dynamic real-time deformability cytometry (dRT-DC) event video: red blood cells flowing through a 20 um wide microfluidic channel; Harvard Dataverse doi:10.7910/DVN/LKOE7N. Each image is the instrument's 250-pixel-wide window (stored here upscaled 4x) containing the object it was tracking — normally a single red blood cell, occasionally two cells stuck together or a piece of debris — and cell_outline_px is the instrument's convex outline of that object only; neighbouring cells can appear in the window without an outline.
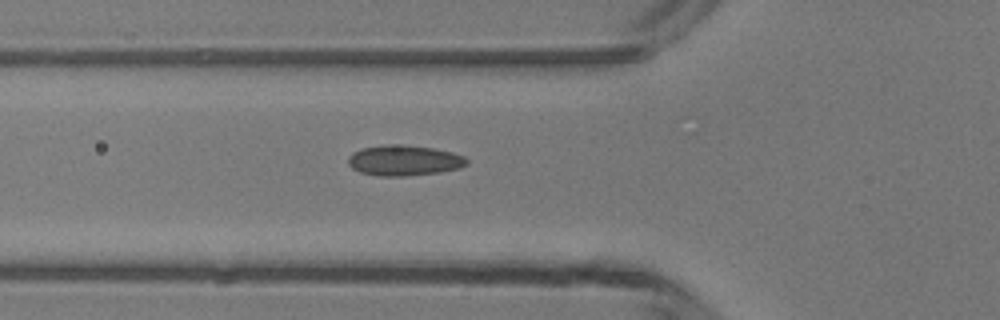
{"species": "common noctule bat (a hibernating species)", "species_latin": "Nyctalus noctula", "temperature_condition": "room temperature", "stored_images_in_passage": 5, "camera_frame_rate_fps": 3000, "um_per_image_px": 0.085, "animal": {"sex": "male", "body_mass_g": 13.3}, "frame": {"image": 1, "passage_image": 5, "time_ms": 5.333, "image_size_px": [1000, 320], "cell_outline_px": [[468, 164], [460, 168], [440, 172], [404, 176], [376, 176], [360, 172], [352, 168], [348, 164], [348, 156], [352, 152], [360, 148], [384, 144], [404, 144], [432, 148], [452, 152], [464, 156], [468, 160]], "centroid_in_image_um": [34.32, 13.63], "position_along_channel_um": 91.5, "area_um2": 21.39}}